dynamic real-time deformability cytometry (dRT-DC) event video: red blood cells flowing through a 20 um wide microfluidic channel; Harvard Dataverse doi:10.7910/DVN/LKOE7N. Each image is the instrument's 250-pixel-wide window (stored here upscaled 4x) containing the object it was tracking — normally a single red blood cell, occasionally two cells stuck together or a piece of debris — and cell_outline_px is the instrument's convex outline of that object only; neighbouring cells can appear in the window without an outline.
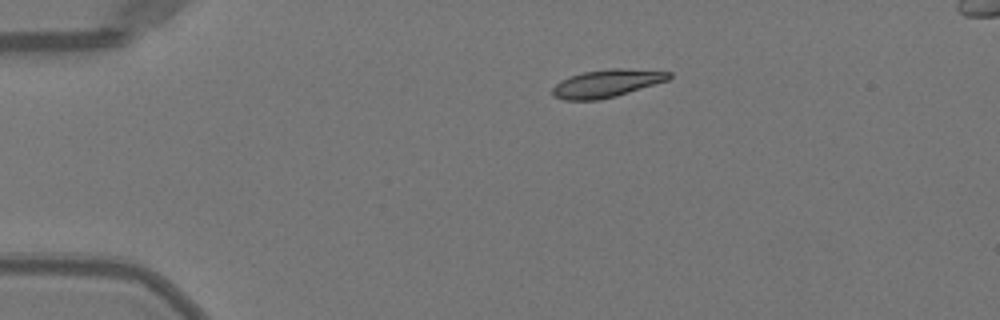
{"species": "Egyptian fruit bat (a non-hibernating species)", "species_latin": "Rousettus aegyptiacus", "temperature_condition": "warm", "stored_images_in_passage": 25, "camera_frame_rate_fps": 3000, "um_per_image_px": 0.085, "animal": {"sex": "female"}, "frame": {"image": 1, "passage_image": 1, "time_ms": 0.0, "image_size_px": [1000, 320], "cell_outline_px": [[672, 76], [668, 80], [616, 96], [600, 100], [564, 100], [552, 96], [552, 88], [560, 80], [584, 72], [612, 68], [620, 68], [672, 72]], "centroid_in_image_um": [51.56, 7.1], "position_along_channel_um": 33.4, "area_um2": 18.73}}
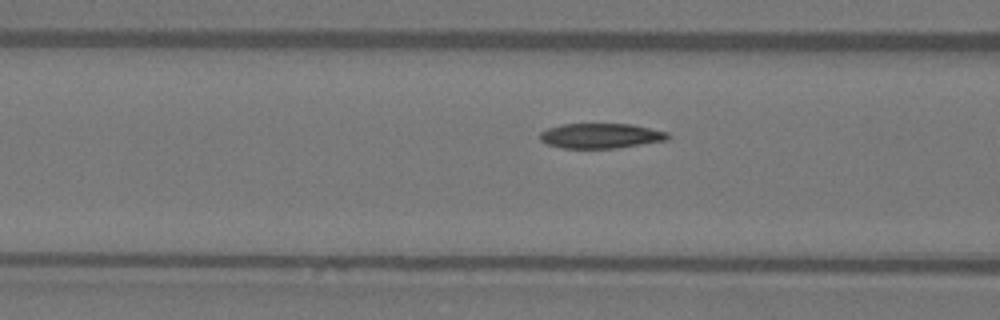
{"frame": {"image": 2, "passage_image": 11, "time_ms": 3.333, "image_size_px": [1000, 320], "cell_outline_px": [[672, 136], [668, 140], [616, 148], [564, 148], [548, 144], [540, 140], [540, 132], [548, 128], [560, 124], [632, 124], [668, 132]], "centroid_in_image_um": [51.09, 11.54], "position_along_channel_um": 115.5, "area_um2": 18.67}}
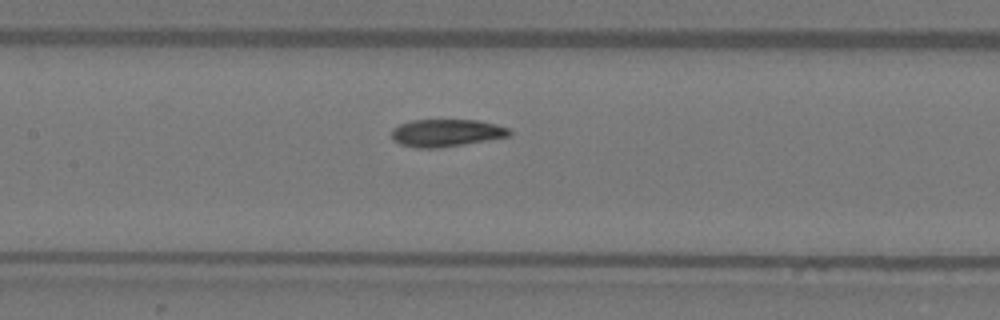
{"frame": {"image": 3, "passage_image": 15, "time_ms": 4.667, "image_size_px": [1000, 320], "cell_outline_px": [[512, 132], [508, 136], [464, 144], [440, 148], [416, 148], [400, 144], [392, 140], [392, 128], [400, 124], [412, 120], [480, 120], [496, 124], [508, 128]], "centroid_in_image_um": [37.9, 11.29], "position_along_channel_um": 169.5, "area_um2": 18.84}}